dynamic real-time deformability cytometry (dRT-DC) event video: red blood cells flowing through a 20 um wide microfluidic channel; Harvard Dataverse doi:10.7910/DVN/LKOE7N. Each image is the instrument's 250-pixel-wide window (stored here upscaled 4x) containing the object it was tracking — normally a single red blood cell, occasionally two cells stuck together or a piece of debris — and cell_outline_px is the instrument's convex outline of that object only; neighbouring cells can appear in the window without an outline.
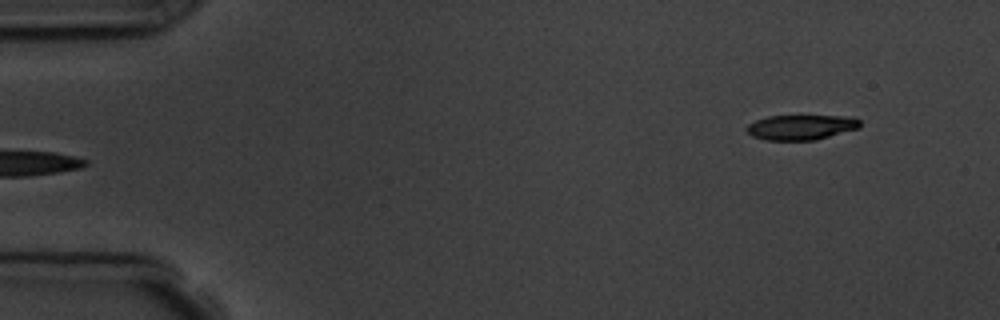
{"species": "common noctule bat (a hibernating species)", "species_latin": "Nyctalus noctula", "temperature_condition": "room temperature", "stored_images_in_passage": 6, "segment_of_instrument_passage": [2, 2], "camera_frame_rate_fps": 3000, "um_per_image_px": 0.085, "animal": {"sex": "male", "body_mass_g": 19.5, "forearm_length_mm": 54.6}, "frame": {"image": 1, "passage_image": 6, "time_ms": 6.0, "image_size_px": [1000, 320], "cell_outline_px": [[860, 128], [816, 140], [764, 140], [752, 136], [744, 128], [748, 124], [756, 120], [768, 116], [852, 116], [860, 120]], "centroid_in_image_um": [68.09, 10.82], "position_along_channel_um": 16.9, "area_um2": 16.65}}